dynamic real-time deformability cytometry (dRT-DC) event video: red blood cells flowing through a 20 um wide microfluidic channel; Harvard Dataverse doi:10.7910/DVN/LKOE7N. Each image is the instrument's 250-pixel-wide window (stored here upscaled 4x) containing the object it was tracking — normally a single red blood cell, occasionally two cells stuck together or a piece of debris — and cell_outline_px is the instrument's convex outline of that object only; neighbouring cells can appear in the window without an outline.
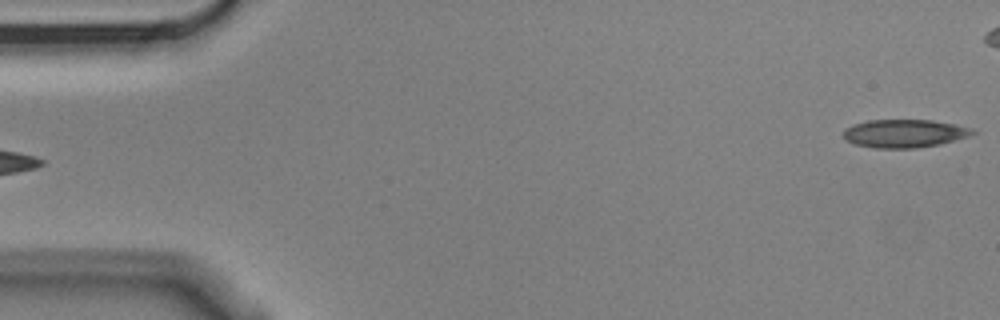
{"species": "Egyptian fruit bat (a non-hibernating species)", "species_latin": "Rousettus aegyptiacus", "temperature_condition": "cold", "stored_images_in_passage": 4, "segment_of_instrument_passage": [2, 2], "camera_frame_rate_fps": 3000, "um_per_image_px": 0.085, "animal": {"sex": "male"}, "frame": {"image": 1, "passage_image": 4, "time_ms": 1.0, "image_size_px": [1000, 320], "cell_outline_px": [[976, 132], [968, 136], [940, 144], [916, 148], [876, 148], [856, 144], [844, 140], [844, 128], [852, 124], [868, 120], [932, 120], [956, 124], [972, 128]], "centroid_in_image_um": [76.85, 11.33], "position_along_channel_um": 8.1, "area_um2": 21.21}}